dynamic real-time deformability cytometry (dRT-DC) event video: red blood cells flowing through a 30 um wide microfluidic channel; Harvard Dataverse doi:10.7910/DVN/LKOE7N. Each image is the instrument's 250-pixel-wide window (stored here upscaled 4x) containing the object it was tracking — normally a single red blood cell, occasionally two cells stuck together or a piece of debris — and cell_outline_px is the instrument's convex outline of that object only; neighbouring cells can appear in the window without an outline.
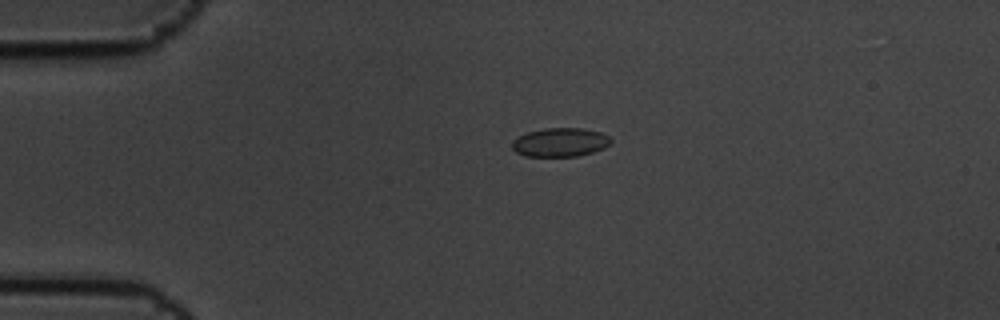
{"species": "common noctule bat (a hibernating species)", "species_latin": "Nyctalus noctula", "temperature_condition": "cold", "stored_images_in_passage": 2, "camera_frame_rate_fps": 3000, "um_per_image_px": 0.085, "animal": {"sex": "male", "body_mass_g": 19.5, "forearm_length_mm": 54.6}, "frame": {"image": 1, "passage_image": 1, "time_ms": 0.0, "image_size_px": [1000, 320], "cell_outline_px": [[612, 140], [604, 148], [592, 152], [576, 156], [524, 156], [516, 152], [512, 148], [512, 140], [528, 132], [548, 128], [580, 128], [600, 132], [608, 136]], "centroid_in_image_um": [47.6, 12.1], "position_along_channel_um": 37.4, "area_um2": 16.36}}